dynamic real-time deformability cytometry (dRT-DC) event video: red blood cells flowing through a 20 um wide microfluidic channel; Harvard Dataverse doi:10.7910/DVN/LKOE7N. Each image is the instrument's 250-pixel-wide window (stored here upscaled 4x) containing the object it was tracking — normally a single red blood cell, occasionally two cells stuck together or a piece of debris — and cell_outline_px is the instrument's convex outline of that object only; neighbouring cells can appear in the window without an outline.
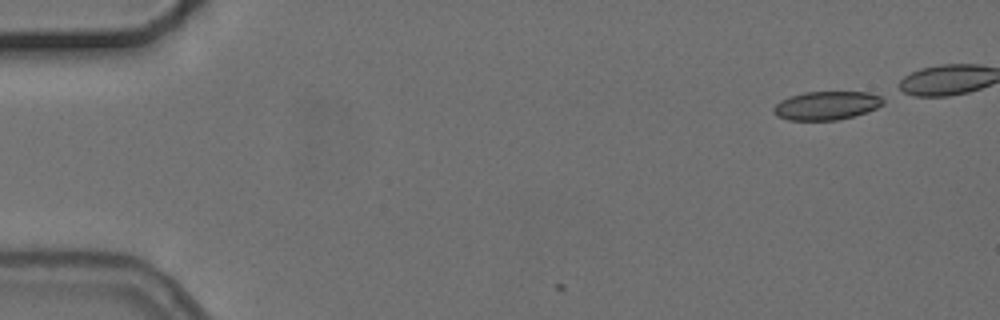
{"species": "common noctule bat (a hibernating species)", "species_latin": "Nyctalus noctula", "temperature_condition": "cold", "stored_images_in_passage": 4, "camera_frame_rate_fps": 3000, "um_per_image_px": 0.085, "animal": {"sex": "female", "body_mass_g": 24.6, "forearm_length_mm": 56.2}, "frame": {"image": 1, "passage_image": 1, "time_ms": 0.0, "image_size_px": [1000, 320], "cell_outline_px": [[884, 104], [868, 112], [836, 120], [788, 120], [776, 116], [772, 112], [772, 108], [780, 100], [804, 92], [868, 92], [880, 96], [884, 100]], "centroid_in_image_um": [70.24, 8.97], "position_along_channel_um": 14.8, "area_um2": 18.26}}